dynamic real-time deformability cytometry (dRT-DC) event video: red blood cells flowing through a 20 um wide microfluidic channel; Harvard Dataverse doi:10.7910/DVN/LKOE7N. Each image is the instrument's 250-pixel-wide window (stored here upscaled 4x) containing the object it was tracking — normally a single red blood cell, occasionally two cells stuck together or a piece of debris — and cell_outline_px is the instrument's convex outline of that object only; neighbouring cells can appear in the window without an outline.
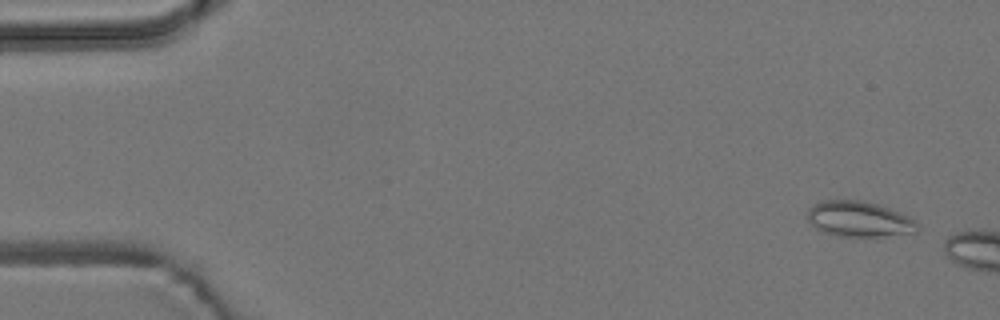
{"species": "common noctule bat (a hibernating species)", "species_latin": "Nyctalus noctula", "temperature_condition": "room temperature", "stored_images_in_passage": 3, "camera_frame_rate_fps": 3000, "um_per_image_px": 0.085, "animal": {"sex": "male", "body_mass_g": 19.2, "forearm_length_mm": 51.8}, "frame": {"image": 1, "passage_image": 1, "time_ms": 0.0, "image_size_px": [1000, 320], "cell_outline_px": [[920, 228], [916, 232], [880, 236], [840, 236], [820, 232], [808, 220], [808, 208], [820, 200], [860, 200], [876, 204], [912, 216], [920, 224]], "centroid_in_image_um": [73.05, 18.62], "position_along_channel_um": 12.0, "area_um2": 22.95}}